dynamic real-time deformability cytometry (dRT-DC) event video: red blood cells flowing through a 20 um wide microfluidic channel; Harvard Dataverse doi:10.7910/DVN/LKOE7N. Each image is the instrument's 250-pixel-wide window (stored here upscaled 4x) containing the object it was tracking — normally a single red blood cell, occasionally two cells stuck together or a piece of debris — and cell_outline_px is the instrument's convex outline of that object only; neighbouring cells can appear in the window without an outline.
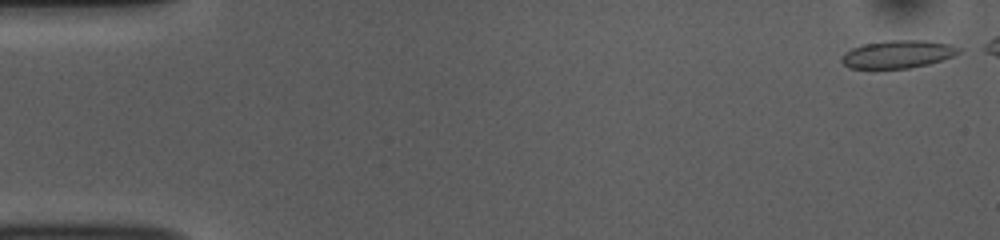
{"species": "common noctule bat (a hibernating species)", "species_latin": "Nyctalus noctula", "temperature_condition": "room temperature", "stored_images_in_passage": 45, "camera_frame_rate_fps": 3000, "um_per_image_px": 0.085, "animal": {"sex": "female", "body_mass_g": 10.0, "forearm_length_mm": 53.1}, "frame": {"image": 1, "passage_image": 1, "time_ms": 0.0, "image_size_px": [1000, 240], "cell_outline_px": [[960, 52], [952, 56], [928, 64], [908, 68], [848, 68], [840, 60], [840, 56], [844, 52], [852, 48], [864, 44], [884, 40], [928, 40], [948, 44], [960, 48]], "centroid_in_image_um": [76.26, 4.6], "position_along_channel_um": 8.7, "area_um2": 18.96}}
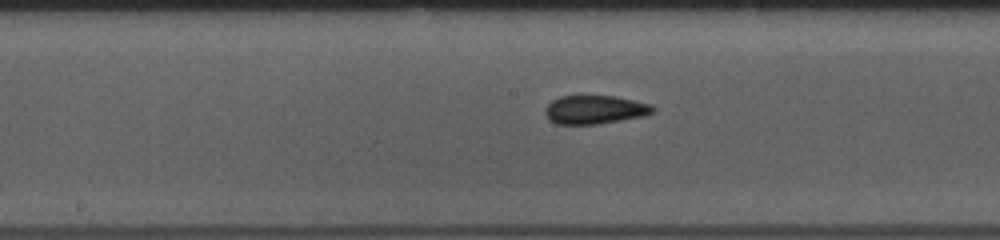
{"frame": {"image": 2, "passage_image": 26, "time_ms": 8.333, "image_size_px": [1000, 240], "cell_outline_px": [[656, 112], [644, 116], [596, 124], [556, 124], [548, 120], [544, 112], [544, 108], [552, 100], [560, 96], [580, 92], [616, 96], [652, 104], [656, 108]], "centroid_in_image_um": [50.53, 9.26], "position_along_channel_um": 197.7, "area_um2": 18.96}}
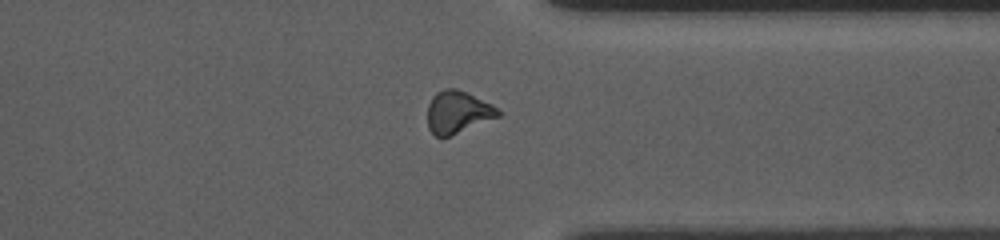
{"frame": {"image": 3, "passage_image": 40, "time_ms": 13.0, "image_size_px": [1000, 240], "cell_outline_px": [[500, 116], [448, 136], [436, 136], [428, 128], [428, 104], [432, 96], [436, 92], [444, 88], [456, 88], [468, 92], [492, 104], [500, 112]], "centroid_in_image_um": [38.89, 9.49], "position_along_channel_um": 372.5, "area_um2": 17.28}}